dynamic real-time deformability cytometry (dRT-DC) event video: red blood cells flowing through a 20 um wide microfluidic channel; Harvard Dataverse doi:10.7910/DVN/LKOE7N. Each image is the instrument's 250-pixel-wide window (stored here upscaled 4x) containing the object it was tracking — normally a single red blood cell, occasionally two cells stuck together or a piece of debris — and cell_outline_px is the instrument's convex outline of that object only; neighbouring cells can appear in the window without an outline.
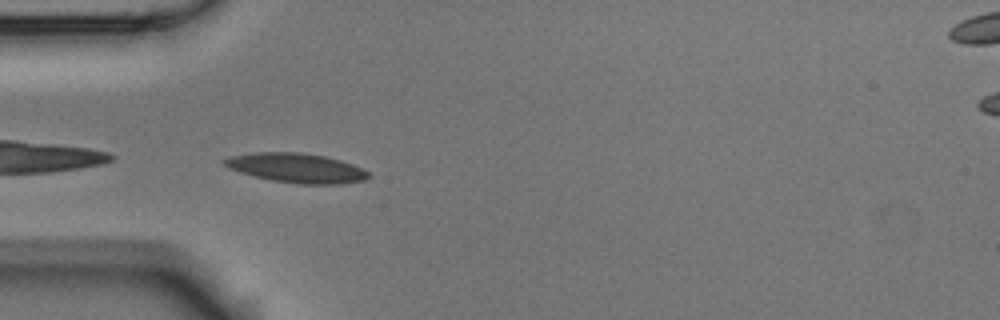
{"species": "Egyptian fruit bat (a non-hibernating species)", "species_latin": "Rousettus aegyptiacus", "temperature_condition": "room temperature", "stored_images_in_passage": 15, "camera_frame_rate_fps": 3000, "um_per_image_px": 0.085, "animal": {"sex": "male"}, "frame": {"image": 1, "passage_image": 1, "time_ms": 0.0, "image_size_px": [1000, 320], "cell_outline_px": [[372, 176], [364, 180], [340, 184], [300, 184], [272, 180], [240, 172], [228, 168], [220, 160], [232, 156], [260, 152], [296, 152], [324, 156], [340, 160], [364, 168]], "centroid_in_image_um": [25.23, 14.28], "position_along_channel_um": 59.8, "area_um2": 24.57}}
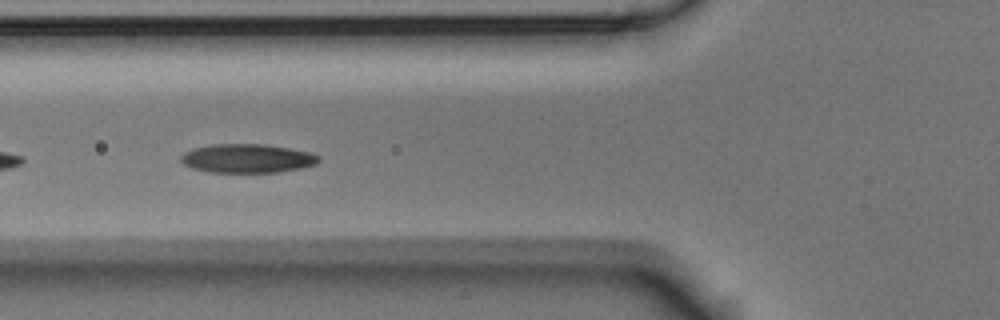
{"frame": {"image": 2, "passage_image": 5, "time_ms": 1.333, "image_size_px": [1000, 320], "cell_outline_px": [[320, 160], [316, 164], [280, 172], [212, 172], [192, 168], [184, 164], [180, 160], [180, 156], [184, 152], [192, 148], [212, 144], [264, 144], [288, 148], [308, 152], [320, 156]], "centroid_in_image_um": [20.98, 13.46], "position_along_channel_um": 104.8, "area_um2": 23.06}}
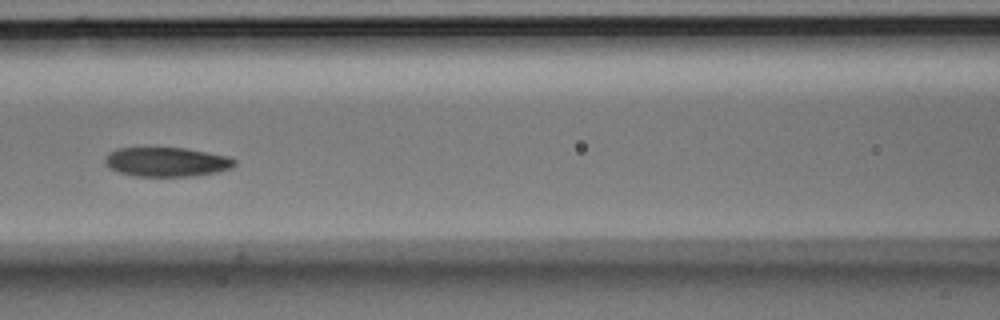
{"frame": {"image": 3, "passage_image": 9, "time_ms": 2.667, "image_size_px": [1000, 320], "cell_outline_px": [[236, 164], [232, 168], [216, 172], [196, 176], [132, 176], [108, 168], [104, 160], [116, 148], [188, 148], [228, 156], [236, 160]], "centroid_in_image_um": [14.21, 13.77], "position_along_channel_um": 152.4, "area_um2": 22.14}}